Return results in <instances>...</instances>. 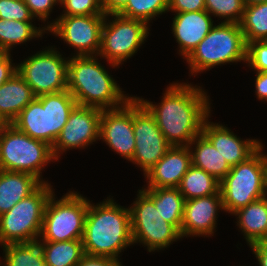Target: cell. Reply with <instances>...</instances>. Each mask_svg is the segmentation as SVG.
<instances>
[{
    "instance_id": "cell-8",
    "label": "cell",
    "mask_w": 267,
    "mask_h": 266,
    "mask_svg": "<svg viewBox=\"0 0 267 266\" xmlns=\"http://www.w3.org/2000/svg\"><path fill=\"white\" fill-rule=\"evenodd\" d=\"M51 160H55L52 147L46 142L31 138L12 124L0 132V170L28 173L47 183L40 178L41 170Z\"/></svg>"
},
{
    "instance_id": "cell-16",
    "label": "cell",
    "mask_w": 267,
    "mask_h": 266,
    "mask_svg": "<svg viewBox=\"0 0 267 266\" xmlns=\"http://www.w3.org/2000/svg\"><path fill=\"white\" fill-rule=\"evenodd\" d=\"M100 140L130 161L135 150L133 129V97L115 109L102 110Z\"/></svg>"
},
{
    "instance_id": "cell-2",
    "label": "cell",
    "mask_w": 267,
    "mask_h": 266,
    "mask_svg": "<svg viewBox=\"0 0 267 266\" xmlns=\"http://www.w3.org/2000/svg\"><path fill=\"white\" fill-rule=\"evenodd\" d=\"M82 244L86 255L119 261L121 251L133 244L129 207L123 208L112 198L97 205L89 201Z\"/></svg>"
},
{
    "instance_id": "cell-12",
    "label": "cell",
    "mask_w": 267,
    "mask_h": 266,
    "mask_svg": "<svg viewBox=\"0 0 267 266\" xmlns=\"http://www.w3.org/2000/svg\"><path fill=\"white\" fill-rule=\"evenodd\" d=\"M51 47L28 57L17 66L18 74L38 97L67 90L68 59Z\"/></svg>"
},
{
    "instance_id": "cell-13",
    "label": "cell",
    "mask_w": 267,
    "mask_h": 266,
    "mask_svg": "<svg viewBox=\"0 0 267 266\" xmlns=\"http://www.w3.org/2000/svg\"><path fill=\"white\" fill-rule=\"evenodd\" d=\"M133 129L135 150L131 162L143 169L144 175L165 155L171 145L159 129L155 117L133 96Z\"/></svg>"
},
{
    "instance_id": "cell-22",
    "label": "cell",
    "mask_w": 267,
    "mask_h": 266,
    "mask_svg": "<svg viewBox=\"0 0 267 266\" xmlns=\"http://www.w3.org/2000/svg\"><path fill=\"white\" fill-rule=\"evenodd\" d=\"M35 97L31 87L16 72L0 86V114L11 124Z\"/></svg>"
},
{
    "instance_id": "cell-21",
    "label": "cell",
    "mask_w": 267,
    "mask_h": 266,
    "mask_svg": "<svg viewBox=\"0 0 267 266\" xmlns=\"http://www.w3.org/2000/svg\"><path fill=\"white\" fill-rule=\"evenodd\" d=\"M42 184L31 174L0 170V216L34 193Z\"/></svg>"
},
{
    "instance_id": "cell-9",
    "label": "cell",
    "mask_w": 267,
    "mask_h": 266,
    "mask_svg": "<svg viewBox=\"0 0 267 266\" xmlns=\"http://www.w3.org/2000/svg\"><path fill=\"white\" fill-rule=\"evenodd\" d=\"M53 194L45 208L40 241L82 239L89 200L77 192L70 191L55 201Z\"/></svg>"
},
{
    "instance_id": "cell-44",
    "label": "cell",
    "mask_w": 267,
    "mask_h": 266,
    "mask_svg": "<svg viewBox=\"0 0 267 266\" xmlns=\"http://www.w3.org/2000/svg\"><path fill=\"white\" fill-rule=\"evenodd\" d=\"M9 123L5 118L0 114V132L8 125Z\"/></svg>"
},
{
    "instance_id": "cell-34",
    "label": "cell",
    "mask_w": 267,
    "mask_h": 266,
    "mask_svg": "<svg viewBox=\"0 0 267 266\" xmlns=\"http://www.w3.org/2000/svg\"><path fill=\"white\" fill-rule=\"evenodd\" d=\"M0 18L24 22L34 19L23 0H0Z\"/></svg>"
},
{
    "instance_id": "cell-24",
    "label": "cell",
    "mask_w": 267,
    "mask_h": 266,
    "mask_svg": "<svg viewBox=\"0 0 267 266\" xmlns=\"http://www.w3.org/2000/svg\"><path fill=\"white\" fill-rule=\"evenodd\" d=\"M193 144H196L194 152L191 150ZM188 147L192 166L203 169L218 181H221L231 170L232 167L203 134L196 136Z\"/></svg>"
},
{
    "instance_id": "cell-10",
    "label": "cell",
    "mask_w": 267,
    "mask_h": 266,
    "mask_svg": "<svg viewBox=\"0 0 267 266\" xmlns=\"http://www.w3.org/2000/svg\"><path fill=\"white\" fill-rule=\"evenodd\" d=\"M129 210L133 244L140 242L151 252L182 238L180 231L161 217L154 202L142 190Z\"/></svg>"
},
{
    "instance_id": "cell-31",
    "label": "cell",
    "mask_w": 267,
    "mask_h": 266,
    "mask_svg": "<svg viewBox=\"0 0 267 266\" xmlns=\"http://www.w3.org/2000/svg\"><path fill=\"white\" fill-rule=\"evenodd\" d=\"M169 0H129L119 15L148 23L155 16L168 12Z\"/></svg>"
},
{
    "instance_id": "cell-27",
    "label": "cell",
    "mask_w": 267,
    "mask_h": 266,
    "mask_svg": "<svg viewBox=\"0 0 267 266\" xmlns=\"http://www.w3.org/2000/svg\"><path fill=\"white\" fill-rule=\"evenodd\" d=\"M177 188L184 199L189 200L217 194L220 181L203 169L191 166Z\"/></svg>"
},
{
    "instance_id": "cell-41",
    "label": "cell",
    "mask_w": 267,
    "mask_h": 266,
    "mask_svg": "<svg viewBox=\"0 0 267 266\" xmlns=\"http://www.w3.org/2000/svg\"><path fill=\"white\" fill-rule=\"evenodd\" d=\"M255 92L260 100L267 101V72H256Z\"/></svg>"
},
{
    "instance_id": "cell-32",
    "label": "cell",
    "mask_w": 267,
    "mask_h": 266,
    "mask_svg": "<svg viewBox=\"0 0 267 266\" xmlns=\"http://www.w3.org/2000/svg\"><path fill=\"white\" fill-rule=\"evenodd\" d=\"M206 11L219 18L223 17L225 23H237L242 19L244 4L242 0H205Z\"/></svg>"
},
{
    "instance_id": "cell-23",
    "label": "cell",
    "mask_w": 267,
    "mask_h": 266,
    "mask_svg": "<svg viewBox=\"0 0 267 266\" xmlns=\"http://www.w3.org/2000/svg\"><path fill=\"white\" fill-rule=\"evenodd\" d=\"M237 217V226L244 233L251 246L267 241V195L249 203L233 213Z\"/></svg>"
},
{
    "instance_id": "cell-25",
    "label": "cell",
    "mask_w": 267,
    "mask_h": 266,
    "mask_svg": "<svg viewBox=\"0 0 267 266\" xmlns=\"http://www.w3.org/2000/svg\"><path fill=\"white\" fill-rule=\"evenodd\" d=\"M142 191L154 202L161 217L173 224L181 234L184 211V196L178 188L146 187Z\"/></svg>"
},
{
    "instance_id": "cell-40",
    "label": "cell",
    "mask_w": 267,
    "mask_h": 266,
    "mask_svg": "<svg viewBox=\"0 0 267 266\" xmlns=\"http://www.w3.org/2000/svg\"><path fill=\"white\" fill-rule=\"evenodd\" d=\"M129 0H100L101 7L105 15L118 14Z\"/></svg>"
},
{
    "instance_id": "cell-43",
    "label": "cell",
    "mask_w": 267,
    "mask_h": 266,
    "mask_svg": "<svg viewBox=\"0 0 267 266\" xmlns=\"http://www.w3.org/2000/svg\"><path fill=\"white\" fill-rule=\"evenodd\" d=\"M244 6H250L254 4H259V3H265L267 0H242Z\"/></svg>"
},
{
    "instance_id": "cell-11",
    "label": "cell",
    "mask_w": 267,
    "mask_h": 266,
    "mask_svg": "<svg viewBox=\"0 0 267 266\" xmlns=\"http://www.w3.org/2000/svg\"><path fill=\"white\" fill-rule=\"evenodd\" d=\"M110 15L114 20L107 22L105 17L98 55L115 67L137 52L148 37L149 27L141 20L126 18L119 14H108Z\"/></svg>"
},
{
    "instance_id": "cell-17",
    "label": "cell",
    "mask_w": 267,
    "mask_h": 266,
    "mask_svg": "<svg viewBox=\"0 0 267 266\" xmlns=\"http://www.w3.org/2000/svg\"><path fill=\"white\" fill-rule=\"evenodd\" d=\"M219 209L224 210L220 191L217 194L185 200L181 237L211 236L216 227Z\"/></svg>"
},
{
    "instance_id": "cell-20",
    "label": "cell",
    "mask_w": 267,
    "mask_h": 266,
    "mask_svg": "<svg viewBox=\"0 0 267 266\" xmlns=\"http://www.w3.org/2000/svg\"><path fill=\"white\" fill-rule=\"evenodd\" d=\"M172 33L184 59L198 46L212 29L213 21L206 11L180 12L173 18Z\"/></svg>"
},
{
    "instance_id": "cell-36",
    "label": "cell",
    "mask_w": 267,
    "mask_h": 266,
    "mask_svg": "<svg viewBox=\"0 0 267 266\" xmlns=\"http://www.w3.org/2000/svg\"><path fill=\"white\" fill-rule=\"evenodd\" d=\"M26 6L29 8L31 15L39 20L46 21L53 6L59 3L60 0H23Z\"/></svg>"
},
{
    "instance_id": "cell-1",
    "label": "cell",
    "mask_w": 267,
    "mask_h": 266,
    "mask_svg": "<svg viewBox=\"0 0 267 266\" xmlns=\"http://www.w3.org/2000/svg\"><path fill=\"white\" fill-rule=\"evenodd\" d=\"M160 105L139 98L155 117L156 123L171 146H189L202 134L203 124L210 114L207 94L187 83H172Z\"/></svg>"
},
{
    "instance_id": "cell-14",
    "label": "cell",
    "mask_w": 267,
    "mask_h": 266,
    "mask_svg": "<svg viewBox=\"0 0 267 266\" xmlns=\"http://www.w3.org/2000/svg\"><path fill=\"white\" fill-rule=\"evenodd\" d=\"M105 17H108V14L60 16L45 28L78 50L77 56H97L101 47V29Z\"/></svg>"
},
{
    "instance_id": "cell-4",
    "label": "cell",
    "mask_w": 267,
    "mask_h": 266,
    "mask_svg": "<svg viewBox=\"0 0 267 266\" xmlns=\"http://www.w3.org/2000/svg\"><path fill=\"white\" fill-rule=\"evenodd\" d=\"M77 105L68 90L35 97L12 121L19 131L53 147Z\"/></svg>"
},
{
    "instance_id": "cell-19",
    "label": "cell",
    "mask_w": 267,
    "mask_h": 266,
    "mask_svg": "<svg viewBox=\"0 0 267 266\" xmlns=\"http://www.w3.org/2000/svg\"><path fill=\"white\" fill-rule=\"evenodd\" d=\"M192 166L188 146H171L165 155L145 174L148 187L177 188Z\"/></svg>"
},
{
    "instance_id": "cell-18",
    "label": "cell",
    "mask_w": 267,
    "mask_h": 266,
    "mask_svg": "<svg viewBox=\"0 0 267 266\" xmlns=\"http://www.w3.org/2000/svg\"><path fill=\"white\" fill-rule=\"evenodd\" d=\"M202 134L213 144L231 167L246 161L262 146L257 139L241 140L237 138L226 126L210 123L208 118L203 124Z\"/></svg>"
},
{
    "instance_id": "cell-28",
    "label": "cell",
    "mask_w": 267,
    "mask_h": 266,
    "mask_svg": "<svg viewBox=\"0 0 267 266\" xmlns=\"http://www.w3.org/2000/svg\"><path fill=\"white\" fill-rule=\"evenodd\" d=\"M43 28V29H42ZM34 27L32 22L4 20L0 18V49L10 53L13 45L25 43L32 38L42 37L45 27Z\"/></svg>"
},
{
    "instance_id": "cell-38",
    "label": "cell",
    "mask_w": 267,
    "mask_h": 266,
    "mask_svg": "<svg viewBox=\"0 0 267 266\" xmlns=\"http://www.w3.org/2000/svg\"><path fill=\"white\" fill-rule=\"evenodd\" d=\"M10 55V53H5L0 49V86L17 72V65L12 64Z\"/></svg>"
},
{
    "instance_id": "cell-35",
    "label": "cell",
    "mask_w": 267,
    "mask_h": 266,
    "mask_svg": "<svg viewBox=\"0 0 267 266\" xmlns=\"http://www.w3.org/2000/svg\"><path fill=\"white\" fill-rule=\"evenodd\" d=\"M247 63L256 72H267V40L247 44Z\"/></svg>"
},
{
    "instance_id": "cell-15",
    "label": "cell",
    "mask_w": 267,
    "mask_h": 266,
    "mask_svg": "<svg viewBox=\"0 0 267 266\" xmlns=\"http://www.w3.org/2000/svg\"><path fill=\"white\" fill-rule=\"evenodd\" d=\"M101 114V109L76 105L52 147L55 160L67 149L85 148L98 140Z\"/></svg>"
},
{
    "instance_id": "cell-33",
    "label": "cell",
    "mask_w": 267,
    "mask_h": 266,
    "mask_svg": "<svg viewBox=\"0 0 267 266\" xmlns=\"http://www.w3.org/2000/svg\"><path fill=\"white\" fill-rule=\"evenodd\" d=\"M65 10L61 16L105 15L100 0H60Z\"/></svg>"
},
{
    "instance_id": "cell-3",
    "label": "cell",
    "mask_w": 267,
    "mask_h": 266,
    "mask_svg": "<svg viewBox=\"0 0 267 266\" xmlns=\"http://www.w3.org/2000/svg\"><path fill=\"white\" fill-rule=\"evenodd\" d=\"M97 60L96 55H74L70 58L67 90L77 105L101 110L119 108L132 97L124 95L113 77Z\"/></svg>"
},
{
    "instance_id": "cell-7",
    "label": "cell",
    "mask_w": 267,
    "mask_h": 266,
    "mask_svg": "<svg viewBox=\"0 0 267 266\" xmlns=\"http://www.w3.org/2000/svg\"><path fill=\"white\" fill-rule=\"evenodd\" d=\"M53 189L43 183L34 193L0 216V244L29 243L40 238L44 212Z\"/></svg>"
},
{
    "instance_id": "cell-42",
    "label": "cell",
    "mask_w": 267,
    "mask_h": 266,
    "mask_svg": "<svg viewBox=\"0 0 267 266\" xmlns=\"http://www.w3.org/2000/svg\"><path fill=\"white\" fill-rule=\"evenodd\" d=\"M260 266H267V241L256 243L250 246Z\"/></svg>"
},
{
    "instance_id": "cell-26",
    "label": "cell",
    "mask_w": 267,
    "mask_h": 266,
    "mask_svg": "<svg viewBox=\"0 0 267 266\" xmlns=\"http://www.w3.org/2000/svg\"><path fill=\"white\" fill-rule=\"evenodd\" d=\"M39 243L47 266H76L85 255L82 239Z\"/></svg>"
},
{
    "instance_id": "cell-39",
    "label": "cell",
    "mask_w": 267,
    "mask_h": 266,
    "mask_svg": "<svg viewBox=\"0 0 267 266\" xmlns=\"http://www.w3.org/2000/svg\"><path fill=\"white\" fill-rule=\"evenodd\" d=\"M121 262L100 256L84 255L81 261L76 266H122Z\"/></svg>"
},
{
    "instance_id": "cell-37",
    "label": "cell",
    "mask_w": 267,
    "mask_h": 266,
    "mask_svg": "<svg viewBox=\"0 0 267 266\" xmlns=\"http://www.w3.org/2000/svg\"><path fill=\"white\" fill-rule=\"evenodd\" d=\"M175 13L206 10L205 0H169V9Z\"/></svg>"
},
{
    "instance_id": "cell-29",
    "label": "cell",
    "mask_w": 267,
    "mask_h": 266,
    "mask_svg": "<svg viewBox=\"0 0 267 266\" xmlns=\"http://www.w3.org/2000/svg\"><path fill=\"white\" fill-rule=\"evenodd\" d=\"M3 266H47L39 240L3 245ZM2 263L0 262V265Z\"/></svg>"
},
{
    "instance_id": "cell-6",
    "label": "cell",
    "mask_w": 267,
    "mask_h": 266,
    "mask_svg": "<svg viewBox=\"0 0 267 266\" xmlns=\"http://www.w3.org/2000/svg\"><path fill=\"white\" fill-rule=\"evenodd\" d=\"M186 60L192 74L216 65L247 62V44L240 25L225 22L214 25Z\"/></svg>"
},
{
    "instance_id": "cell-30",
    "label": "cell",
    "mask_w": 267,
    "mask_h": 266,
    "mask_svg": "<svg viewBox=\"0 0 267 266\" xmlns=\"http://www.w3.org/2000/svg\"><path fill=\"white\" fill-rule=\"evenodd\" d=\"M246 44L267 40V2L246 6L239 22Z\"/></svg>"
},
{
    "instance_id": "cell-5",
    "label": "cell",
    "mask_w": 267,
    "mask_h": 266,
    "mask_svg": "<svg viewBox=\"0 0 267 266\" xmlns=\"http://www.w3.org/2000/svg\"><path fill=\"white\" fill-rule=\"evenodd\" d=\"M262 149L263 145L246 161L233 166L220 181L224 211L233 214L267 195V163Z\"/></svg>"
}]
</instances>
